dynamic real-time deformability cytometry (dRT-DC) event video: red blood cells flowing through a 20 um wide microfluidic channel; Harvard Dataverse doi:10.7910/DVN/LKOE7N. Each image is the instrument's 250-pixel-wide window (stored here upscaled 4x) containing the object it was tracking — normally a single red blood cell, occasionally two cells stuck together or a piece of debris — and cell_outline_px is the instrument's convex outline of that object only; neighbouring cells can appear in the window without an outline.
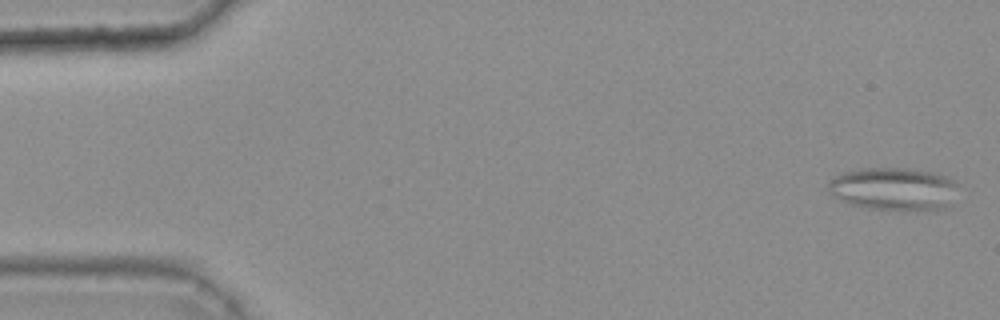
{"species": "common noctule bat (a hibernating species)", "species_latin": "Nyctalus noctula", "temperature_condition": "warm", "stored_images_in_passage": 47, "camera_frame_rate_fps": 3000, "um_per_image_px": 0.085, "animal": {"sex": "female", "body_mass_g": 25.1}, "frame": {"image": 1, "passage_image": 2, "time_ms": 0.333, "image_size_px": [1000, 320], "cell_outline_px": [[956, 184], [948, 204], [944, 208], [900, 212], [868, 208], [852, 204], [828, 192], [828, 180], [832, 176], [840, 172], [864, 168], [904, 168], [932, 172], [948, 176]], "centroid_in_image_um": [75.89, 16.06], "position_along_channel_um": 9.1, "area_um2": 32.48}}
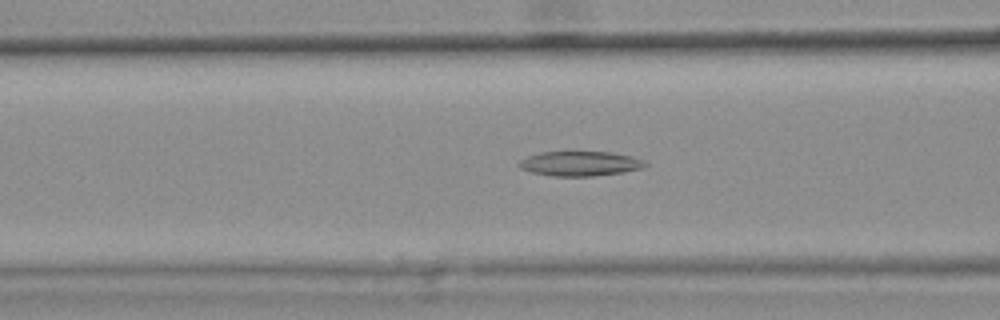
{"frame": {"image": 2, "passage_image": 21, "time_ms": 6.667, "image_size_px": [1000, 320], "cell_outline_px": [[648, 164], [644, 168], [624, 172], [592, 176], [552, 176], [532, 172], [520, 168], [516, 164], [520, 160], [528, 156], [540, 152], [608, 152], [628, 156], [640, 160]], "centroid_in_image_um": [49.25, 13.91], "position_along_channel_um": 117.3, "area_um2": 17.98}}